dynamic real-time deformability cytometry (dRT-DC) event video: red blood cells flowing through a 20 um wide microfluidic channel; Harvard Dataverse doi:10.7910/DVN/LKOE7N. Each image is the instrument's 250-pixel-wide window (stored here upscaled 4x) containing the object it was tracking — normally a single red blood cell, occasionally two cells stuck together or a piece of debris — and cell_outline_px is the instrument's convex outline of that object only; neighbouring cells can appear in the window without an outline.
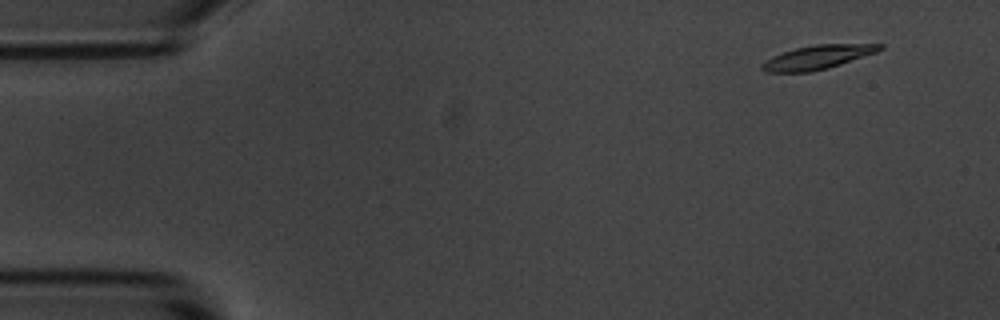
{"species": "common noctule bat (a hibernating species)", "species_latin": "Nyctalus noctula", "temperature_condition": "room temperature", "stored_images_in_passage": 5, "camera_frame_rate_fps": 3000, "um_per_image_px": 0.085, "animal": {"sex": "male", "body_mass_g": 20.1, "forearm_length_mm": 53.5}, "frame": {"image": 1, "passage_image": 2, "time_ms": 1.333, "image_size_px": [1000, 320], "cell_outline_px": [[884, 48], [876, 52], [828, 68], [812, 72], [768, 72], [760, 68], [760, 64], [784, 52], [796, 48], [812, 44], [884, 44]], "centroid_in_image_um": [69.52, 4.86], "position_along_channel_um": 15.5, "area_um2": 16.13}}
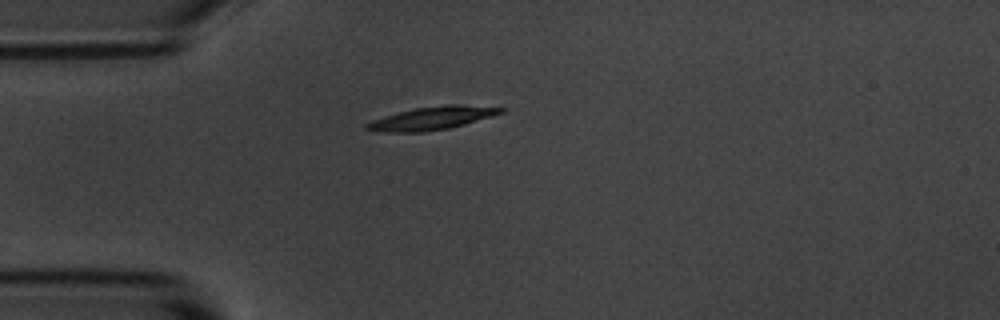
{"frame": {"image": 2, "passage_image": 5, "time_ms": 4.667, "image_size_px": [1000, 320], "cell_outline_px": [[504, 112], [492, 116], [448, 128], [424, 132], [384, 132], [364, 128], [364, 124], [372, 120], [384, 116], [416, 108], [448, 104], [456, 104], [504, 108]], "centroid_in_image_um": [36.69, 10.05], "position_along_channel_um": 48.3, "area_um2": 17.69}}